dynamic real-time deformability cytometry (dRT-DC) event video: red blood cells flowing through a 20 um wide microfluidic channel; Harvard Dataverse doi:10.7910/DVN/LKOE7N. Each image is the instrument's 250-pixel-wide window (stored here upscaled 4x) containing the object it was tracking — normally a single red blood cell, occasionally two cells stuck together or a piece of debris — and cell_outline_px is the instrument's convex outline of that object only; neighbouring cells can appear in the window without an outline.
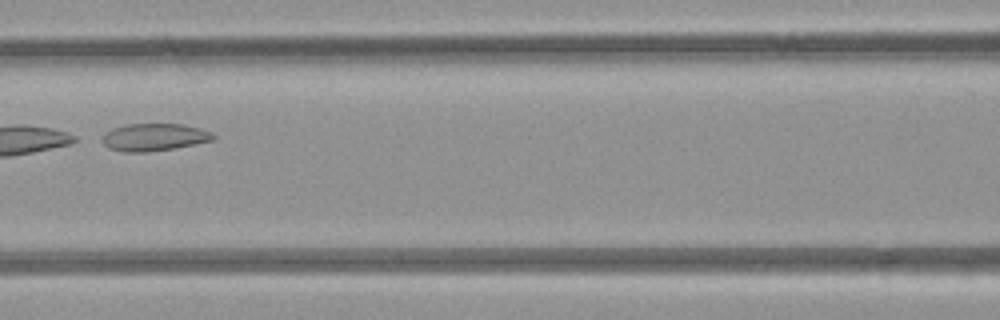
{"species": "common noctule bat (a hibernating species)", "species_latin": "Nyctalus noctula", "temperature_condition": "room temperature", "stored_images_in_passage": 5, "camera_frame_rate_fps": 3000, "um_per_image_px": 0.085, "animal": {"sex": "female", "body_mass_g": 21.9}, "frame": {"image": 1, "passage_image": 5, "time_ms": 4.333, "image_size_px": [1000, 320], "cell_outline_px": [[216, 140], [172, 148], [144, 152], [124, 152], [108, 148], [100, 140], [112, 128], [128, 124], [184, 124], [200, 128], [212, 132], [216, 136]], "centroid_in_image_um": [13.13, 11.65], "position_along_channel_um": 153.5, "area_um2": 17.69}}